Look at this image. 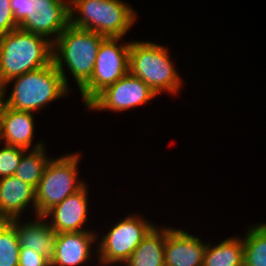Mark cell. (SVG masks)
<instances>
[{"instance_id":"cell-10","label":"cell","mask_w":266,"mask_h":266,"mask_svg":"<svg viewBox=\"0 0 266 266\" xmlns=\"http://www.w3.org/2000/svg\"><path fill=\"white\" fill-rule=\"evenodd\" d=\"M69 24V0H28L27 15L18 27L53 43Z\"/></svg>"},{"instance_id":"cell-4","label":"cell","mask_w":266,"mask_h":266,"mask_svg":"<svg viewBox=\"0 0 266 266\" xmlns=\"http://www.w3.org/2000/svg\"><path fill=\"white\" fill-rule=\"evenodd\" d=\"M69 12L72 26L106 38H123L137 20L133 7L122 0H69Z\"/></svg>"},{"instance_id":"cell-18","label":"cell","mask_w":266,"mask_h":266,"mask_svg":"<svg viewBox=\"0 0 266 266\" xmlns=\"http://www.w3.org/2000/svg\"><path fill=\"white\" fill-rule=\"evenodd\" d=\"M203 266H244L243 238L231 236L215 246L207 243Z\"/></svg>"},{"instance_id":"cell-2","label":"cell","mask_w":266,"mask_h":266,"mask_svg":"<svg viewBox=\"0 0 266 266\" xmlns=\"http://www.w3.org/2000/svg\"><path fill=\"white\" fill-rule=\"evenodd\" d=\"M53 43L19 27L0 37V85L52 62Z\"/></svg>"},{"instance_id":"cell-19","label":"cell","mask_w":266,"mask_h":266,"mask_svg":"<svg viewBox=\"0 0 266 266\" xmlns=\"http://www.w3.org/2000/svg\"><path fill=\"white\" fill-rule=\"evenodd\" d=\"M47 147L26 151L16 168L15 176L33 186L38 187L46 166L52 158L46 154ZM28 152V153H27Z\"/></svg>"},{"instance_id":"cell-3","label":"cell","mask_w":266,"mask_h":266,"mask_svg":"<svg viewBox=\"0 0 266 266\" xmlns=\"http://www.w3.org/2000/svg\"><path fill=\"white\" fill-rule=\"evenodd\" d=\"M13 83L11 94L7 97L5 94L8 85ZM3 104L9 108L38 112L48 103L67 96L70 88H68L55 67L53 61L36 71L26 72L21 76L8 80L3 86ZM6 96V97H5ZM5 98V99H4Z\"/></svg>"},{"instance_id":"cell-5","label":"cell","mask_w":266,"mask_h":266,"mask_svg":"<svg viewBox=\"0 0 266 266\" xmlns=\"http://www.w3.org/2000/svg\"><path fill=\"white\" fill-rule=\"evenodd\" d=\"M166 46L150 41H131L129 73L144 81L157 95H176L182 89L183 79L177 73Z\"/></svg>"},{"instance_id":"cell-23","label":"cell","mask_w":266,"mask_h":266,"mask_svg":"<svg viewBox=\"0 0 266 266\" xmlns=\"http://www.w3.org/2000/svg\"><path fill=\"white\" fill-rule=\"evenodd\" d=\"M18 28L11 11L10 0H0V37Z\"/></svg>"},{"instance_id":"cell-7","label":"cell","mask_w":266,"mask_h":266,"mask_svg":"<svg viewBox=\"0 0 266 266\" xmlns=\"http://www.w3.org/2000/svg\"><path fill=\"white\" fill-rule=\"evenodd\" d=\"M122 38H105L99 46L94 70L90 80L79 90L84 106L101 91L129 73V50L131 41Z\"/></svg>"},{"instance_id":"cell-13","label":"cell","mask_w":266,"mask_h":266,"mask_svg":"<svg viewBox=\"0 0 266 266\" xmlns=\"http://www.w3.org/2000/svg\"><path fill=\"white\" fill-rule=\"evenodd\" d=\"M206 246L198 236L167 226L165 266H203Z\"/></svg>"},{"instance_id":"cell-14","label":"cell","mask_w":266,"mask_h":266,"mask_svg":"<svg viewBox=\"0 0 266 266\" xmlns=\"http://www.w3.org/2000/svg\"><path fill=\"white\" fill-rule=\"evenodd\" d=\"M33 116L35 117L33 112L15 110L2 104L0 108V143L20 147L27 151L45 146L43 141L33 145L35 133Z\"/></svg>"},{"instance_id":"cell-12","label":"cell","mask_w":266,"mask_h":266,"mask_svg":"<svg viewBox=\"0 0 266 266\" xmlns=\"http://www.w3.org/2000/svg\"><path fill=\"white\" fill-rule=\"evenodd\" d=\"M96 235V231L57 233L51 266H83L88 260L91 261V254L98 253L97 246L94 249L96 252L92 251L94 244H97Z\"/></svg>"},{"instance_id":"cell-17","label":"cell","mask_w":266,"mask_h":266,"mask_svg":"<svg viewBox=\"0 0 266 266\" xmlns=\"http://www.w3.org/2000/svg\"><path fill=\"white\" fill-rule=\"evenodd\" d=\"M166 227L153 226L124 262L125 266H165Z\"/></svg>"},{"instance_id":"cell-20","label":"cell","mask_w":266,"mask_h":266,"mask_svg":"<svg viewBox=\"0 0 266 266\" xmlns=\"http://www.w3.org/2000/svg\"><path fill=\"white\" fill-rule=\"evenodd\" d=\"M244 266H266V223L251 225L243 237Z\"/></svg>"},{"instance_id":"cell-22","label":"cell","mask_w":266,"mask_h":266,"mask_svg":"<svg viewBox=\"0 0 266 266\" xmlns=\"http://www.w3.org/2000/svg\"><path fill=\"white\" fill-rule=\"evenodd\" d=\"M3 145L0 149V178L14 175L23 154L27 151L20 147Z\"/></svg>"},{"instance_id":"cell-1","label":"cell","mask_w":266,"mask_h":266,"mask_svg":"<svg viewBox=\"0 0 266 266\" xmlns=\"http://www.w3.org/2000/svg\"><path fill=\"white\" fill-rule=\"evenodd\" d=\"M105 38L104 35L69 24L53 42L52 61L68 88L67 70L79 90L90 80L99 46Z\"/></svg>"},{"instance_id":"cell-25","label":"cell","mask_w":266,"mask_h":266,"mask_svg":"<svg viewBox=\"0 0 266 266\" xmlns=\"http://www.w3.org/2000/svg\"><path fill=\"white\" fill-rule=\"evenodd\" d=\"M14 21L19 25L27 15L28 0H10Z\"/></svg>"},{"instance_id":"cell-9","label":"cell","mask_w":266,"mask_h":266,"mask_svg":"<svg viewBox=\"0 0 266 266\" xmlns=\"http://www.w3.org/2000/svg\"><path fill=\"white\" fill-rule=\"evenodd\" d=\"M154 92L140 78L130 73L101 91L86 107L92 111L123 112L156 98Z\"/></svg>"},{"instance_id":"cell-26","label":"cell","mask_w":266,"mask_h":266,"mask_svg":"<svg viewBox=\"0 0 266 266\" xmlns=\"http://www.w3.org/2000/svg\"><path fill=\"white\" fill-rule=\"evenodd\" d=\"M3 104V89L2 86L0 85V108Z\"/></svg>"},{"instance_id":"cell-15","label":"cell","mask_w":266,"mask_h":266,"mask_svg":"<svg viewBox=\"0 0 266 266\" xmlns=\"http://www.w3.org/2000/svg\"><path fill=\"white\" fill-rule=\"evenodd\" d=\"M31 203V204H30ZM36 189L15 175L0 178V221L21 218L28 206L35 213Z\"/></svg>"},{"instance_id":"cell-16","label":"cell","mask_w":266,"mask_h":266,"mask_svg":"<svg viewBox=\"0 0 266 266\" xmlns=\"http://www.w3.org/2000/svg\"><path fill=\"white\" fill-rule=\"evenodd\" d=\"M15 228L20 248H29L52 259L55 250L57 233L44 216L23 222L20 218L8 220Z\"/></svg>"},{"instance_id":"cell-6","label":"cell","mask_w":266,"mask_h":266,"mask_svg":"<svg viewBox=\"0 0 266 266\" xmlns=\"http://www.w3.org/2000/svg\"><path fill=\"white\" fill-rule=\"evenodd\" d=\"M81 158L78 152L52 157L36 188L35 216H44L55 205L87 185L78 177Z\"/></svg>"},{"instance_id":"cell-21","label":"cell","mask_w":266,"mask_h":266,"mask_svg":"<svg viewBox=\"0 0 266 266\" xmlns=\"http://www.w3.org/2000/svg\"><path fill=\"white\" fill-rule=\"evenodd\" d=\"M20 245L15 228L0 221V266H18Z\"/></svg>"},{"instance_id":"cell-24","label":"cell","mask_w":266,"mask_h":266,"mask_svg":"<svg viewBox=\"0 0 266 266\" xmlns=\"http://www.w3.org/2000/svg\"><path fill=\"white\" fill-rule=\"evenodd\" d=\"M18 266H51L50 259L29 248H20Z\"/></svg>"},{"instance_id":"cell-8","label":"cell","mask_w":266,"mask_h":266,"mask_svg":"<svg viewBox=\"0 0 266 266\" xmlns=\"http://www.w3.org/2000/svg\"><path fill=\"white\" fill-rule=\"evenodd\" d=\"M144 216L129 214L114 224L102 239H97V256L99 266L120 265L130 257L143 237L155 225Z\"/></svg>"},{"instance_id":"cell-11","label":"cell","mask_w":266,"mask_h":266,"mask_svg":"<svg viewBox=\"0 0 266 266\" xmlns=\"http://www.w3.org/2000/svg\"><path fill=\"white\" fill-rule=\"evenodd\" d=\"M88 194V186L85 185L44 215L56 233L93 231L89 230L90 228L83 227L88 221Z\"/></svg>"}]
</instances>
